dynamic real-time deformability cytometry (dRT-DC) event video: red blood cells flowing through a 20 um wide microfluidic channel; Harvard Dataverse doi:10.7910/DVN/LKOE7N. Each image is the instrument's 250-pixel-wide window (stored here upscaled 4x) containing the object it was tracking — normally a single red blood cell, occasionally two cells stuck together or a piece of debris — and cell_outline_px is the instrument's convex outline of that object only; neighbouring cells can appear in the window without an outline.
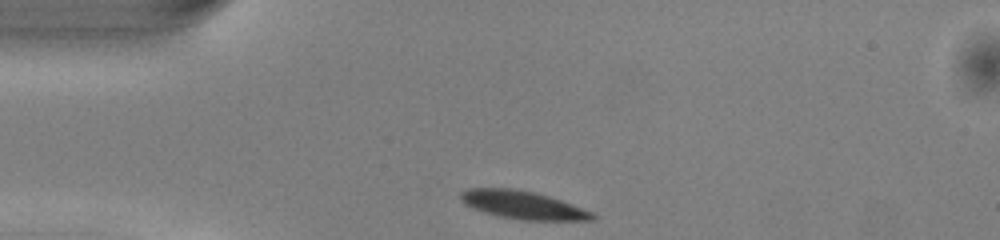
{"species": "common noctule bat (a hibernating species)", "species_latin": "Nyctalus noctula", "temperature_condition": "warm", "stored_images_in_passage": 39, "camera_frame_rate_fps": 3000, "um_per_image_px": 0.085, "animal": {"sex": "male", "body_mass_g": 13.0, "forearm_length_mm": 53.1}, "frame": {"image": 1, "passage_image": 1, "time_ms": 0.0, "image_size_px": [1000, 240], "cell_outline_px": [[596, 220], [520, 220], [500, 216], [484, 212], [472, 208], [464, 204], [460, 200], [460, 192], [468, 188], [512, 188], [532, 192], [548, 196], [560, 200], [592, 212], [596, 216]], "centroid_in_image_um": [44.4, 17.42], "position_along_channel_um": 40.6, "area_um2": 21.39}}
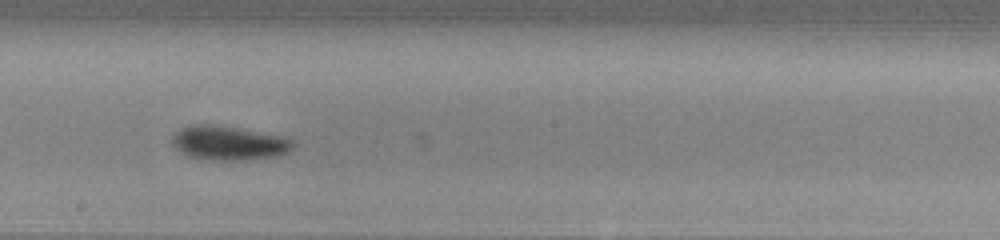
{"frame": {"image": 2, "passage_image": 17, "time_ms": 5.333, "image_size_px": [1000, 240], "cell_outline_px": [[296, 144], [288, 152], [280, 156], [244, 160], [212, 160], [188, 156], [180, 152], [172, 144], [172, 132], [188, 124], [212, 124], [236, 128], [276, 136], [292, 140]], "centroid_in_image_um": [19.37, 12.16], "position_along_channel_um": 228.8, "area_um2": 24.04}}
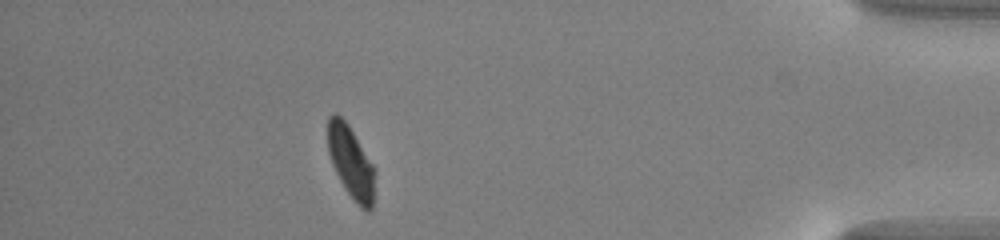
{"frame": {"image": 3, "passage_image": 34, "time_ms": 11.0, "image_size_px": [1000, 240], "cell_outline_px": [[376, 172], [372, 208], [368, 212], [364, 212], [356, 204], [344, 188], [332, 164], [328, 152], [328, 116], [332, 112], [336, 112], [348, 124], [376, 168]], "centroid_in_image_um": [29.85, 13.81], "position_along_channel_um": 405.3, "area_um2": 20.23}, "authors_computed_cell_mechanics": {"area_um2": 22.4264, "velocity_mm_per_s": 4.041, "shape_relaxation_time_tau1_ms": 2.1959, "shape_relaxation_time_tau2_ms": null, "deformation_change_tau1": 0.1115, "deformation_change_tau2": null}}